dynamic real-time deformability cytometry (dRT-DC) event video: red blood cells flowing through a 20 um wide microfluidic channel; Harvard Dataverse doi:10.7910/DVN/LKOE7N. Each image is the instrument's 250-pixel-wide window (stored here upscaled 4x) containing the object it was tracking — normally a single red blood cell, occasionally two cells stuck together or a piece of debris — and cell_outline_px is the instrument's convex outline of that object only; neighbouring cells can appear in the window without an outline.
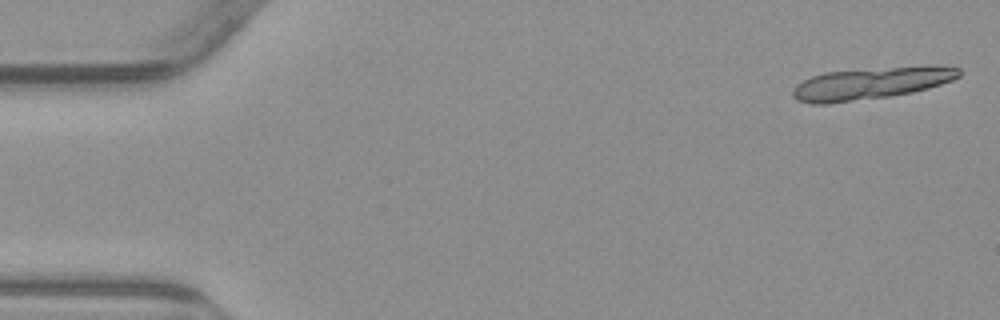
{"species": "common noctule bat (a hibernating species)", "species_latin": "Nyctalus noctula", "temperature_condition": "warm", "stored_images_in_passage": 5, "segment_of_instrument_passage": [1, 2], "camera_frame_rate_fps": 3000, "um_per_image_px": 0.085, "animal": {"sex": "male", "body_mass_g": 23.1, "forearm_length_mm": 52.7}, "frame": {"image": 1, "passage_image": 1, "time_ms": 0.0, "image_size_px": [1000, 320], "cell_outline_px": [[960, 76], [952, 80], [928, 88], [912, 92], [888, 96], [828, 104], [812, 104], [796, 100], [792, 96], [792, 88], [796, 84], [812, 76], [824, 72], [892, 68], [960, 68]], "centroid_in_image_um": [73.86, 7.13], "position_along_channel_um": 11.1, "area_um2": 29.82}}